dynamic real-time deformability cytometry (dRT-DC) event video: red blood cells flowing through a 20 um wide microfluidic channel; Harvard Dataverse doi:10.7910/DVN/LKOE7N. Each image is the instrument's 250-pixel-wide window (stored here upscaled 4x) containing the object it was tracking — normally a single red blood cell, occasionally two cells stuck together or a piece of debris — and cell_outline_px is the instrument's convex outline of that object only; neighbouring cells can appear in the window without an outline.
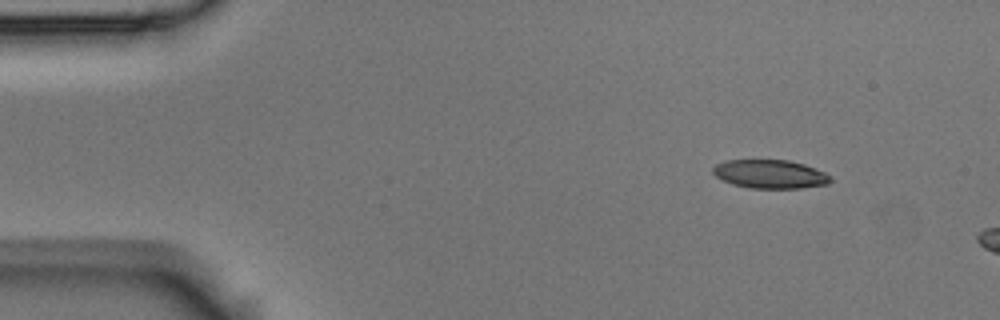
{"species": "Egyptian fruit bat (a non-hibernating species)", "species_latin": "Rousettus aegyptiacus", "temperature_condition": "room temperature", "stored_images_in_passage": 4, "camera_frame_rate_fps": 3000, "um_per_image_px": 0.085, "animal": {"sex": "male"}, "frame": {"image": 1, "passage_image": 1, "time_ms": 0.0, "image_size_px": [1000, 320], "cell_outline_px": [[832, 180], [828, 184], [800, 188], [748, 188], [732, 184], [716, 176], [712, 172], [712, 168], [716, 164], [728, 160], [788, 160], [804, 164], [824, 172], [832, 176]], "centroid_in_image_um": [65.47, 14.8], "position_along_channel_um": 19.5, "area_um2": 19.59}}